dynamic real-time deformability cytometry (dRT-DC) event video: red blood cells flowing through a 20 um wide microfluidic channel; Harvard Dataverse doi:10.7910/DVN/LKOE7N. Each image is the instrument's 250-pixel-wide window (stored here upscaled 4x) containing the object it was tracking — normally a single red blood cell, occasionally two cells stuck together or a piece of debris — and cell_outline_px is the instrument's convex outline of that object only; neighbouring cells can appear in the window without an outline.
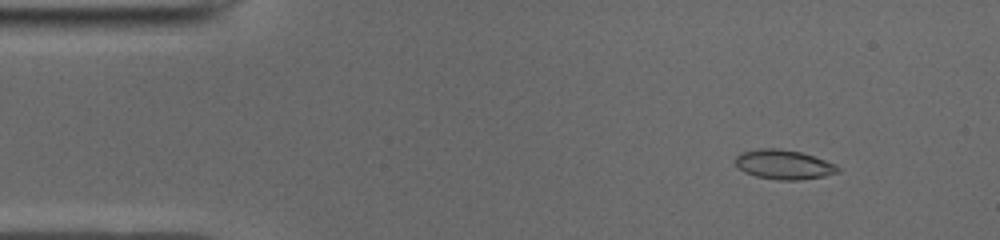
{"species": "common noctule bat (a hibernating species)", "species_latin": "Nyctalus noctula", "temperature_condition": "cold", "stored_images_in_passage": 51, "camera_frame_rate_fps": 3000, "um_per_image_px": 0.085, "animal": {"sex": "male", "body_mass_g": 19.0, "forearm_length_mm": 50.8}, "frame": {"image": 1, "passage_image": 6, "time_ms": 1.667, "image_size_px": [1000, 240], "cell_outline_px": [[840, 172], [824, 176], [800, 180], [780, 180], [756, 176], [744, 172], [736, 164], [736, 156], [740, 152], [760, 148], [776, 148], [800, 152], [836, 164], [840, 168]], "centroid_in_image_um": [66.63, 13.99], "position_along_channel_um": 18.4, "area_um2": 17.51}}
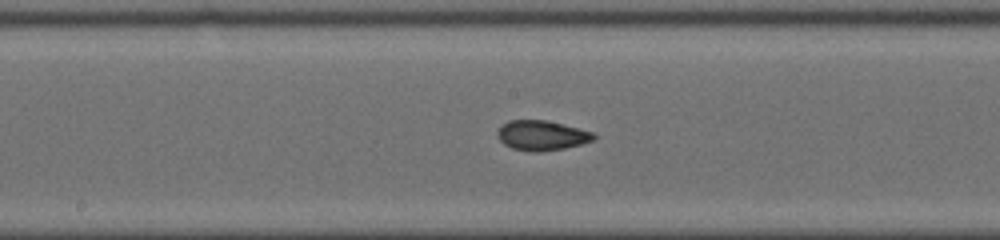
{"frame": {"image": 2, "passage_image": 26, "time_ms": 8.333, "image_size_px": [1000, 240], "cell_outline_px": [[596, 136], [592, 140], [580, 144], [564, 148], [536, 152], [532, 152], [512, 148], [504, 144], [496, 136], [496, 132], [508, 120], [544, 120], [592, 132]], "centroid_in_image_um": [45.99, 11.52], "position_along_channel_um": 202.2, "area_um2": 16.42}}
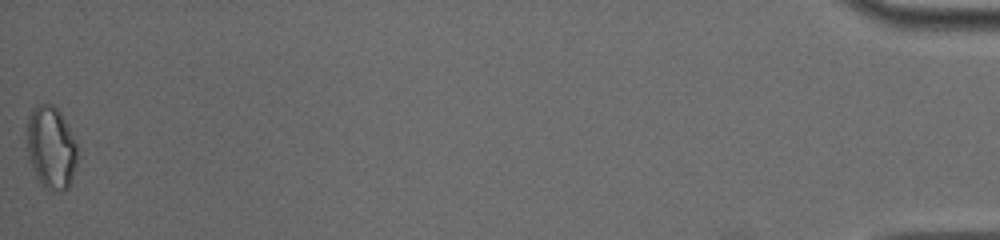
{"frame": {"image": 3, "passage_image": 51, "time_ms": 16.667, "image_size_px": [1000, 240], "cell_outline_px": [[76, 168], [72, 180], [68, 188], [60, 192], [52, 192], [44, 188], [36, 180], [28, 160], [24, 140], [24, 132], [28, 116], [40, 104], [52, 104], [60, 112], [76, 144]], "centroid_in_image_um": [4.27, 12.61], "position_along_channel_um": 430.9, "area_um2": 25.03}, "authors_computed_cell_mechanics": {"area_um2": 16.762, "velocity_mm_per_s": 3.9546, "shape_relaxation_time_tau1_ms": 5.2591, "shape_relaxation_time_tau2_ms": 1.6886, "deformation_change_tau1": 0.1425, "deformation_change_tau2": 0.0702}}